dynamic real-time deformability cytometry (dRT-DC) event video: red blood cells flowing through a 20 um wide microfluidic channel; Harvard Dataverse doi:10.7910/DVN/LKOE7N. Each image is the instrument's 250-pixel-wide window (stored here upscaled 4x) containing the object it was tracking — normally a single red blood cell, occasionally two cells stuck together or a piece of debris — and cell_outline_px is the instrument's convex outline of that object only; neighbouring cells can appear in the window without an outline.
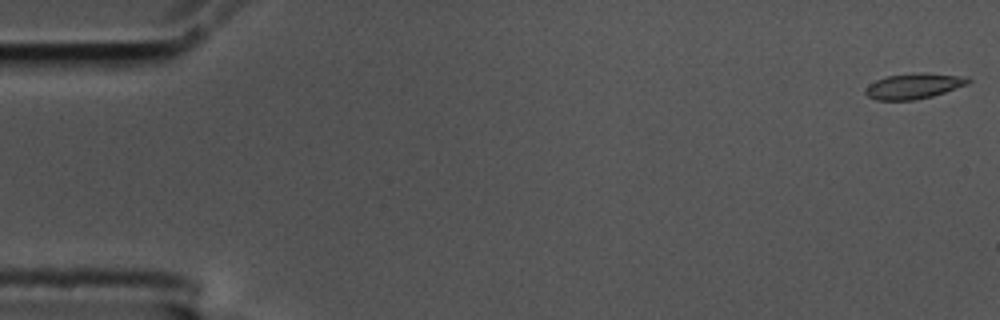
{"species": "common noctule bat (a hibernating species)", "species_latin": "Nyctalus noctula", "temperature_condition": "cold", "stored_images_in_passage": 56, "camera_frame_rate_fps": 3000, "um_per_image_px": 0.085, "animal": {"sex": "male", "body_mass_g": 17.5, "forearm_length_mm": 52.3}, "frame": {"image": 1, "passage_image": 1, "time_ms": 0.0, "image_size_px": [1000, 320], "cell_outline_px": [[972, 80], [968, 84], [932, 96], [916, 100], [876, 100], [868, 96], [864, 92], [864, 88], [868, 84], [876, 80], [888, 76], [924, 72], [968, 76]], "centroid_in_image_um": [77.68, 7.31], "position_along_channel_um": 7.3, "area_um2": 15.37}}
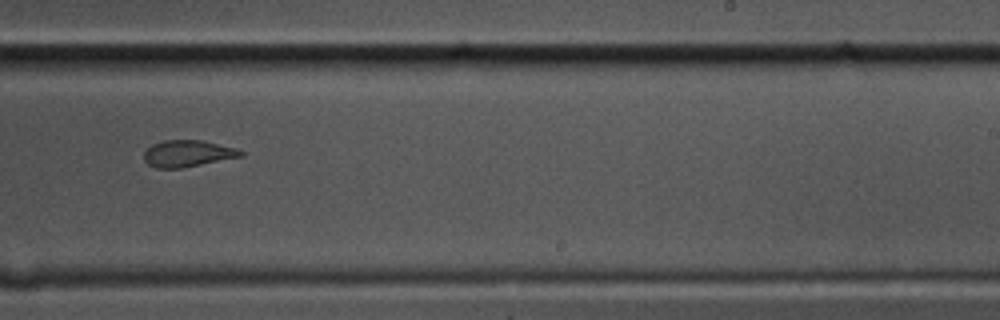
{"frame": {"image": 2, "passage_image": 35, "time_ms": 11.333, "image_size_px": [1000, 320], "cell_outline_px": [[244, 156], [180, 168], [156, 168], [148, 164], [144, 160], [144, 152], [152, 144], [164, 140], [204, 140], [236, 148], [244, 152]], "centroid_in_image_um": [15.96, 13.04], "position_along_channel_um": 273.0, "area_um2": 15.03}}
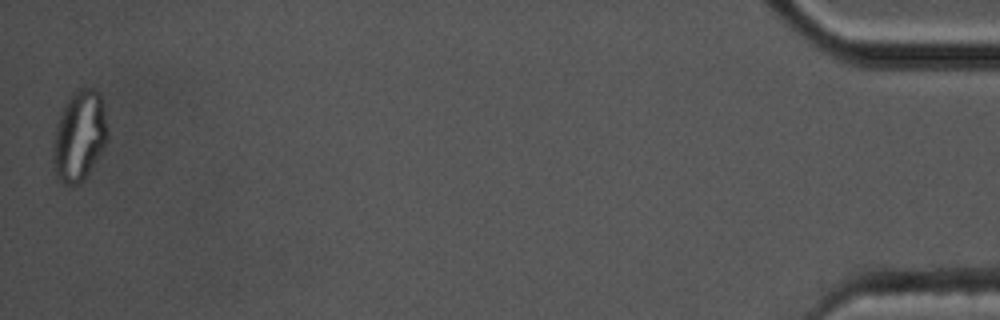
{"frame": {"image": 3, "passage_image": 56, "time_ms": 18.333, "image_size_px": [1000, 320], "cell_outline_px": [[108, 136], [104, 148], [80, 184], [64, 184], [56, 176], [52, 164], [52, 148], [56, 128], [60, 116], [68, 100], [80, 88], [92, 88], [100, 92], [104, 104], [108, 132]], "centroid_in_image_um": [6.76, 11.57], "position_along_channel_um": 428.4, "area_um2": 28.5}, "authors_computed_cell_mechanics": {"area_um2": 15.7794, "velocity_mm_per_s": 3.5593, "shape_relaxation_time_tau1_ms": null, "shape_relaxation_time_tau2_ms": 1.9117, "deformation_change_tau1": null, "deformation_change_tau2": 0.0629}}